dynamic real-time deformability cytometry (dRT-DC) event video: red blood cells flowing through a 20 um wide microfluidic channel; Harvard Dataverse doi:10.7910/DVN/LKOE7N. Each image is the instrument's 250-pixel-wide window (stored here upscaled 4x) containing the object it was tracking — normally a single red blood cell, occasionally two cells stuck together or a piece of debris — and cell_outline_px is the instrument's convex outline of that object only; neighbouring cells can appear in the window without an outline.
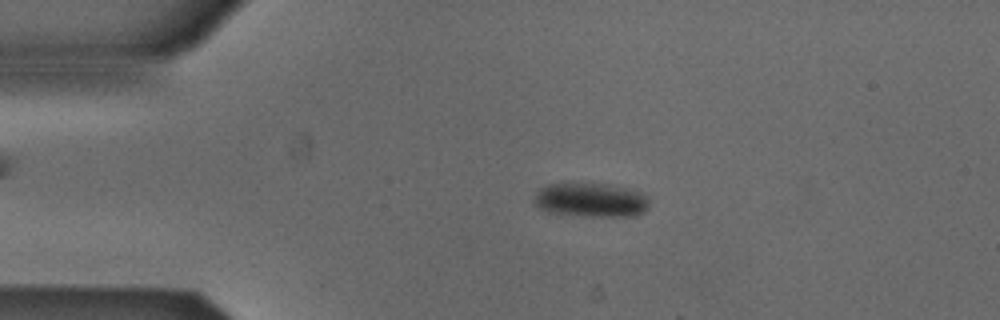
{"species": "Egyptian fruit bat (a non-hibernating species)", "species_latin": "Rousettus aegyptiacus", "temperature_condition": "cold", "stored_images_in_passage": 3, "camera_frame_rate_fps": 3000, "um_per_image_px": 0.085, "animal": {"sex": "male"}, "frame": {"image": 1, "passage_image": 2, "time_ms": 0.333, "image_size_px": [1000, 320], "cell_outline_px": [[648, 208], [644, 212], [636, 216], [588, 216], [548, 212], [540, 208], [532, 200], [536, 192], [540, 188], [548, 184], [608, 184], [628, 188], [640, 192], [648, 196]], "centroid_in_image_um": [50.24, 17.0], "position_along_channel_um": 34.8, "area_um2": 22.89}}